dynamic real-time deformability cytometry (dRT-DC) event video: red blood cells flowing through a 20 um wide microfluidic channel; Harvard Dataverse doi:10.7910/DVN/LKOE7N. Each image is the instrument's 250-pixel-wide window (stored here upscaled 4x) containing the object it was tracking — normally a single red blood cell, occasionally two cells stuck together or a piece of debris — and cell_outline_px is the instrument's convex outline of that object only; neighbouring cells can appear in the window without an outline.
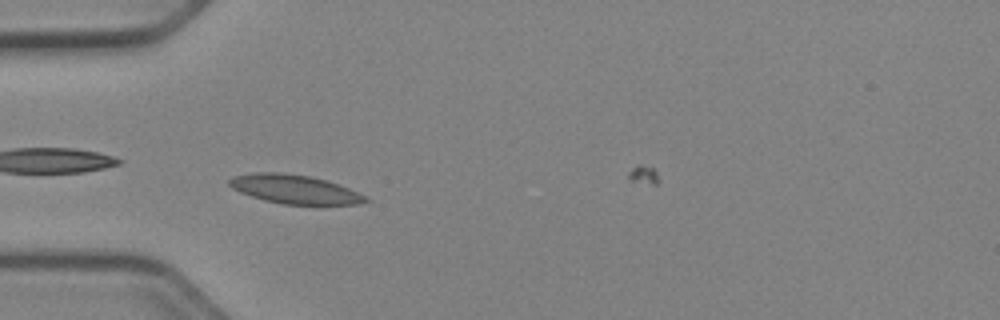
{"species": "Egyptian fruit bat (a non-hibernating species)", "species_latin": "Rousettus aegyptiacus", "temperature_condition": "cold", "stored_images_in_passage": 49, "camera_frame_rate_fps": 3000, "um_per_image_px": 0.085, "animal": {"sex": "female"}, "frame": {"image": 1, "passage_image": 13, "time_ms": 4.0, "image_size_px": [1000, 320], "cell_outline_px": [[372, 200], [360, 204], [284, 204], [264, 200], [240, 192], [232, 188], [228, 184], [228, 180], [232, 176], [256, 172], [280, 172], [312, 176], [348, 188]], "centroid_in_image_um": [25.0, 16.07], "position_along_channel_um": 60.0, "area_um2": 22.72}}
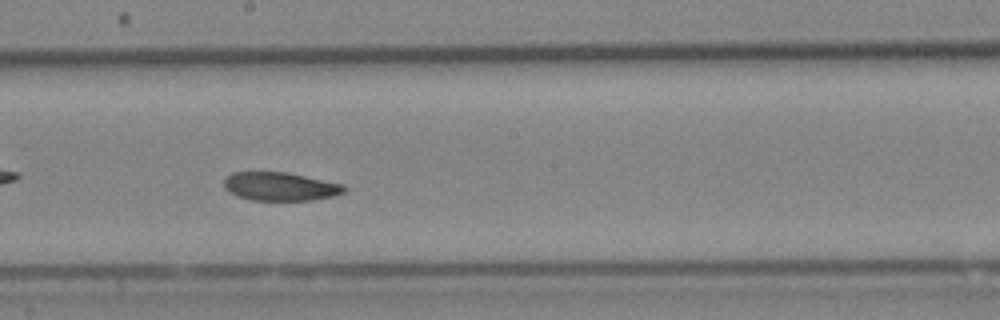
{"frame": {"image": 2, "passage_image": 26, "time_ms": 8.333, "image_size_px": [1000, 320], "cell_outline_px": [[348, 188], [344, 192], [332, 196], [312, 200], [252, 200], [236, 196], [224, 188], [224, 180], [232, 172], [288, 172], [344, 184]], "centroid_in_image_um": [23.83, 15.84], "position_along_channel_um": 224.4, "area_um2": 20.0}}
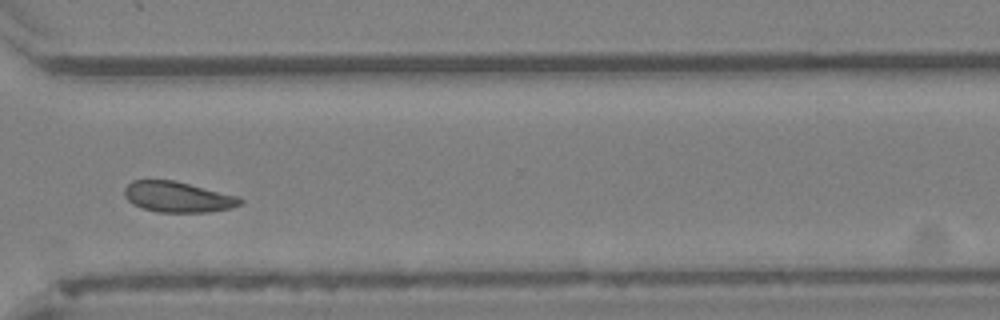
{"frame": {"image": 3, "passage_image": 36, "time_ms": 11.667, "image_size_px": [1000, 320], "cell_outline_px": [[244, 200], [240, 204], [232, 208], [208, 212], [156, 212], [140, 208], [132, 204], [124, 196], [124, 188], [132, 180], [172, 180], [240, 196]], "centroid_in_image_um": [15.1, 16.75], "position_along_channel_um": 355.5, "area_um2": 20.81}, "authors_computed_cell_mechanics": {"area_um2": 21.0392, "velocity_mm_per_s": 3.9022, "shape_relaxation_time_tau1_ms": 4.9641, "shape_relaxation_time_tau2_ms": 7.457, "deformation_change_tau1": 0.0962, "deformation_change_tau2": 0.087}}